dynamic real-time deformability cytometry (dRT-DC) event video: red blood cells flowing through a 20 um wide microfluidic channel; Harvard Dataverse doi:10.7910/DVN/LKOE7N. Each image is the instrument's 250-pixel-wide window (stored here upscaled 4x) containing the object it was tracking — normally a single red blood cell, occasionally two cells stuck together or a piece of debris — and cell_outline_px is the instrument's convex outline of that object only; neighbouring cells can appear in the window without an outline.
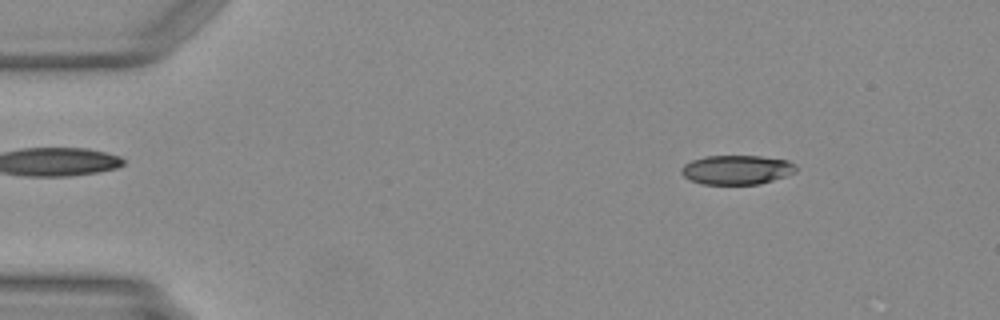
{"species": "Egyptian fruit bat (a non-hibernating species)", "species_latin": "Rousettus aegyptiacus", "temperature_condition": "warm", "stored_images_in_passage": 40, "camera_frame_rate_fps": 3000, "um_per_image_px": 0.085, "animal": {"sex": "female"}, "frame": {"image": 1, "passage_image": 3, "time_ms": 0.667, "image_size_px": [1000, 320], "cell_outline_px": [[796, 172], [772, 180], [756, 184], [704, 184], [692, 180], [684, 176], [680, 172], [680, 168], [684, 164], [692, 160], [704, 156], [760, 156], [788, 160], [796, 164]], "centroid_in_image_um": [62.61, 14.42], "position_along_channel_um": 22.4, "area_um2": 19.48}}
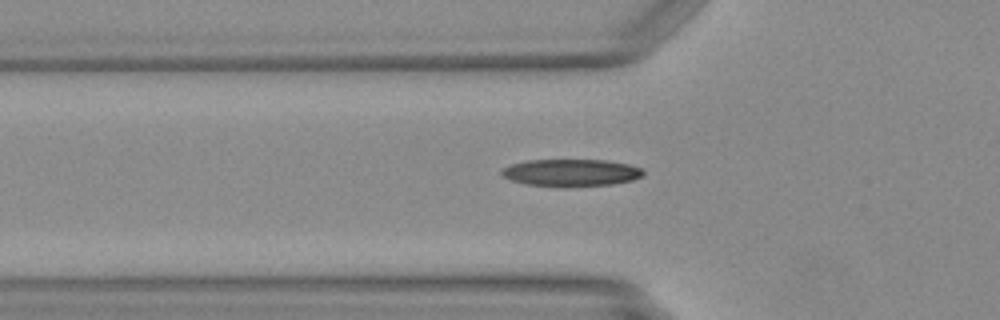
{"frame": {"image": 2, "passage_image": 13, "time_ms": 4.0, "image_size_px": [1000, 320], "cell_outline_px": [[644, 176], [632, 180], [612, 184], [560, 188], [524, 184], [512, 180], [504, 176], [500, 172], [504, 168], [512, 164], [528, 160], [608, 160], [628, 164], [640, 168], [644, 172]], "centroid_in_image_um": [48.55, 14.69], "position_along_channel_um": 77.2, "area_um2": 22.66}}
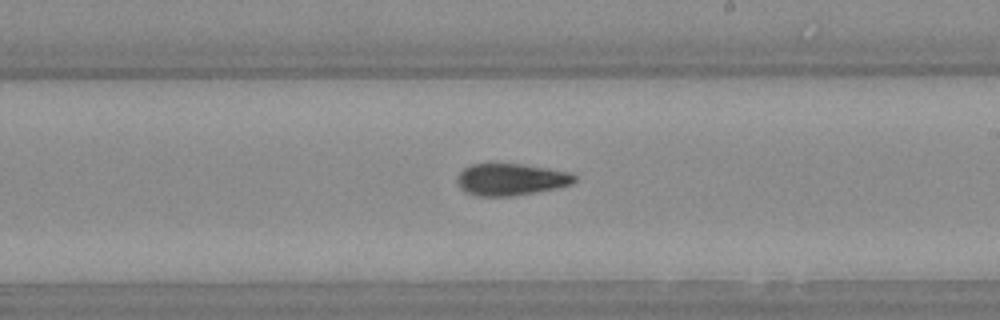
{"frame": {"image": 3, "passage_image": 25, "time_ms": 8.0, "image_size_px": [1000, 320], "cell_outline_px": [[576, 180], [572, 184], [556, 188], [536, 192], [512, 196], [476, 196], [460, 188], [456, 180], [456, 176], [464, 168], [472, 164], [520, 164], [572, 172], [576, 176]], "centroid_in_image_um": [43.43, 15.25], "position_along_channel_um": 245.6, "area_um2": 21.79}}